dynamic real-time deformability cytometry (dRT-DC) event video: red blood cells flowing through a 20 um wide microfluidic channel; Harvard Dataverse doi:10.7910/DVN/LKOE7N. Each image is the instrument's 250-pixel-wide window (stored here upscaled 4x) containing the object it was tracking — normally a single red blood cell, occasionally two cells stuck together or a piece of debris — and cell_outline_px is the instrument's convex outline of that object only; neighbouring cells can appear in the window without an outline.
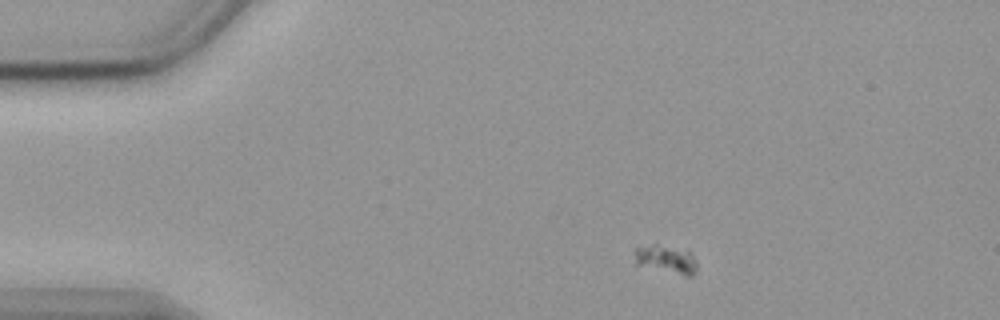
{"species": "common noctule bat (a hibernating species)", "species_latin": "Nyctalus noctula", "temperature_condition": "cold", "stored_images_in_passage": 46, "camera_frame_rate_fps": 3000, "um_per_image_px": 0.085, "animal": {"sex": "female", "body_mass_g": 19.9}, "frame": {"image": 1, "passage_image": 1, "time_ms": 0.0, "image_size_px": [1000, 320], "cell_outline_px": [[696, 272], [692, 276], [684, 276], [636, 264], [636, 248], [652, 244], [656, 244], [688, 248], [692, 252], [696, 260]], "centroid_in_image_um": [56.72, 22.02], "position_along_channel_um": 28.3, "area_um2": 10.52}}